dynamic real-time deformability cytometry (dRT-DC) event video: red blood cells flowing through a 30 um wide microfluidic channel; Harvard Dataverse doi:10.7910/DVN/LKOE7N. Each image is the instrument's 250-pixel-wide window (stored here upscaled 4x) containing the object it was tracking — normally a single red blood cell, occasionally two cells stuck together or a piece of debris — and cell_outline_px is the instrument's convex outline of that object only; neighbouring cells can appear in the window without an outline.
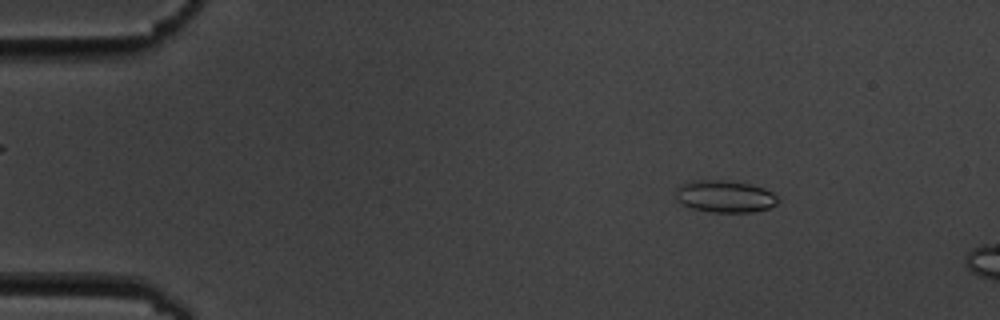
{"species": "common noctule bat (a hibernating species)", "species_latin": "Nyctalus noctula", "temperature_condition": "cold", "stored_images_in_passage": 4, "camera_frame_rate_fps": 3000, "um_per_image_px": 0.085, "animal": {"sex": "male", "body_mass_g": 19.5, "forearm_length_mm": 54.6}, "frame": {"image": 1, "passage_image": 2, "time_ms": 1.0, "image_size_px": [1000, 320], "cell_outline_px": [[780, 204], [768, 208], [752, 212], [712, 212], [692, 208], [680, 204], [676, 200], [676, 188], [680, 184], [692, 180], [724, 180], [748, 184], [764, 188], [772, 192], [780, 200]], "centroid_in_image_um": [61.6, 16.7], "position_along_channel_um": 23.4, "area_um2": 19.31}}